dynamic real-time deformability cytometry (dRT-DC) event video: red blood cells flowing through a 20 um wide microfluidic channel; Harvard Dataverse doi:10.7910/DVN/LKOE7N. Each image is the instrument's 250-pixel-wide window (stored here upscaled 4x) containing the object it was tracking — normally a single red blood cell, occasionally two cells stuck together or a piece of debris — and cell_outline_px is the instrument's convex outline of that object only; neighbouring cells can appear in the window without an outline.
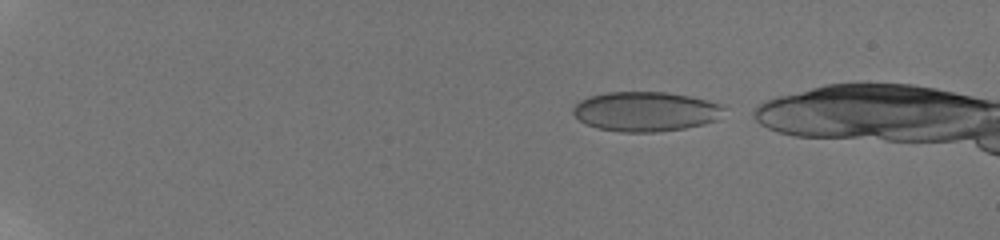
{"species": "human", "species_latin": "Homo sapiens", "temperature_condition": "room temperature", "stored_images_in_passage": 46, "camera_frame_rate_fps": 3000, "um_per_image_px": 0.085, "donor": {"sex": "male"}, "frame": {"image": 1, "passage_image": 2, "time_ms": 0.333, "image_size_px": [1000, 240], "cell_outline_px": [[728, 108], [716, 120], [704, 124], [684, 128], [656, 132], [620, 132], [596, 128], [584, 124], [572, 112], [572, 108], [580, 100], [588, 96], [608, 92], [668, 92], [708, 100], [720, 104]], "centroid_in_image_um": [54.87, 9.48], "position_along_channel_um": 30.1, "area_um2": 35.14}}
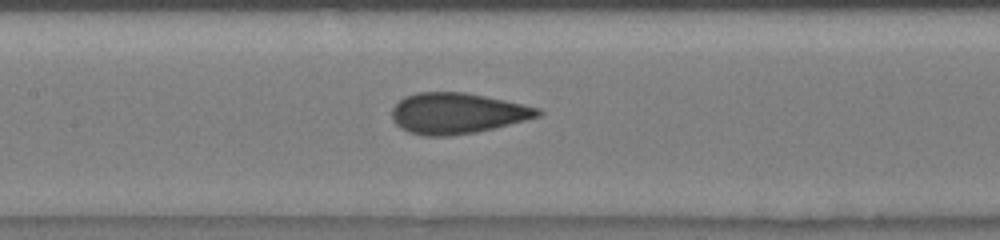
{"frame": {"image": 2, "passage_image": 22, "time_ms": 7.0, "image_size_px": [1000, 240], "cell_outline_px": [[544, 112], [540, 116], [476, 132], [448, 136], [424, 136], [408, 132], [400, 128], [392, 120], [392, 108], [404, 96], [416, 92], [464, 92], [504, 100], [540, 108]], "centroid_in_image_um": [38.82, 9.63], "position_along_channel_um": 168.6, "area_um2": 34.62}}
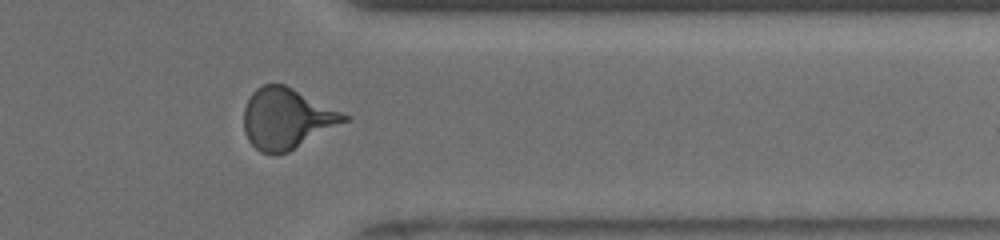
{"frame": {"image": 3, "passage_image": 39, "time_ms": 12.667, "image_size_px": [1000, 240], "cell_outline_px": [[348, 120], [288, 152], [260, 152], [248, 140], [244, 132], [244, 108], [252, 92], [256, 88], [264, 84], [284, 84], [348, 116]], "centroid_in_image_um": [24.31, 10.07], "position_along_channel_um": 387.1, "area_um2": 34.56}}